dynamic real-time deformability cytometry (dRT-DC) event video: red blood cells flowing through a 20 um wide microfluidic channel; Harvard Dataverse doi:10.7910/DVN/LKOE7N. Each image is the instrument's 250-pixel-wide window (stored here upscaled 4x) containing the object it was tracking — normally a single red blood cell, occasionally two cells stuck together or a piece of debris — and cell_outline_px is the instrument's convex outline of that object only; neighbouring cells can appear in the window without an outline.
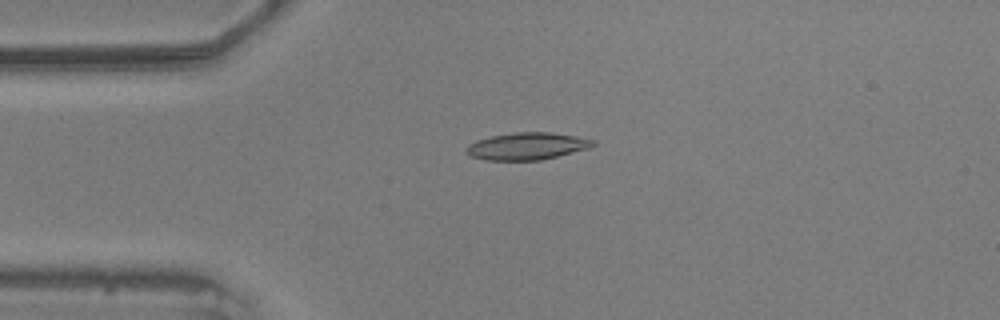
{"species": "common noctule bat (a hibernating species)", "species_latin": "Nyctalus noctula", "temperature_condition": "warm", "stored_images_in_passage": 55, "camera_frame_rate_fps": 3000, "um_per_image_px": 0.085, "animal": {"sex": "male", "body_mass_g": 20.5, "forearm_length_mm": 52.5}, "frame": {"image": 1, "passage_image": 12, "time_ms": 3.667, "image_size_px": [1000, 320], "cell_outline_px": [[596, 144], [592, 148], [540, 160], [488, 160], [472, 156], [464, 152], [464, 148], [468, 144], [476, 140], [492, 136], [516, 132], [548, 132], [576, 136], [596, 140]], "centroid_in_image_um": [44.82, 12.42], "position_along_channel_um": 40.2, "area_um2": 20.17}}
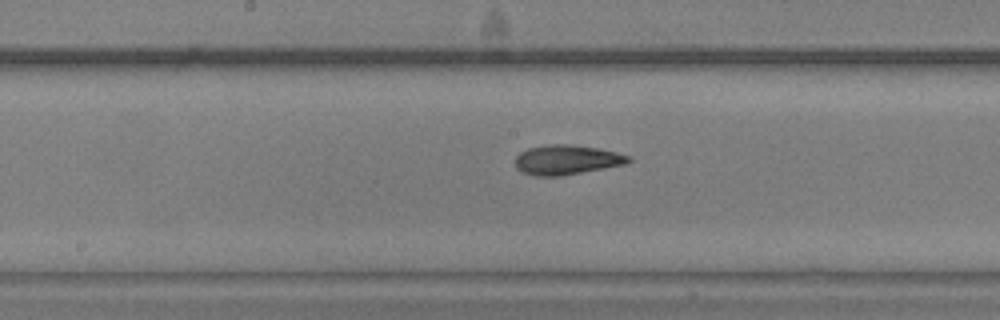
{"frame": {"image": 2, "passage_image": 27, "time_ms": 8.667, "image_size_px": [1000, 320], "cell_outline_px": [[632, 160], [628, 164], [560, 176], [532, 176], [520, 172], [516, 168], [516, 156], [520, 152], [528, 148], [548, 144], [572, 144], [596, 148], [616, 152], [632, 156]], "centroid_in_image_um": [48.17, 13.59], "position_along_channel_um": 200.0, "area_um2": 19.83}}
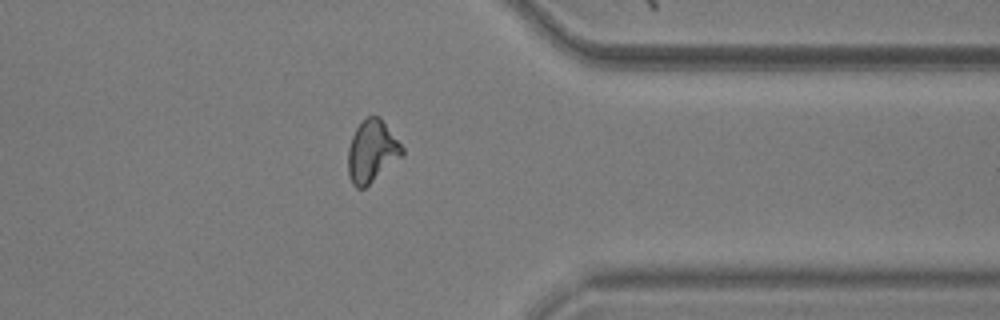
{"frame": {"image": 3, "passage_image": 43, "time_ms": 14.0, "image_size_px": [1000, 320], "cell_outline_px": [[404, 152], [400, 156], [364, 188], [356, 188], [352, 184], [348, 176], [348, 148], [352, 136], [356, 128], [368, 116], [380, 116], [404, 148]], "centroid_in_image_um": [31.58, 12.85], "position_along_channel_um": 379.8, "area_um2": 19.19}, "authors_computed_cell_mechanics": {"area_um2": 19.363, "velocity_mm_per_s": 3.5771, "shape_relaxation_time_tau1_ms": 5.3392, "shape_relaxation_time_tau2_ms": 3.2417, "deformation_change_tau1": 0.1847, "deformation_change_tau2": 0.1127}}